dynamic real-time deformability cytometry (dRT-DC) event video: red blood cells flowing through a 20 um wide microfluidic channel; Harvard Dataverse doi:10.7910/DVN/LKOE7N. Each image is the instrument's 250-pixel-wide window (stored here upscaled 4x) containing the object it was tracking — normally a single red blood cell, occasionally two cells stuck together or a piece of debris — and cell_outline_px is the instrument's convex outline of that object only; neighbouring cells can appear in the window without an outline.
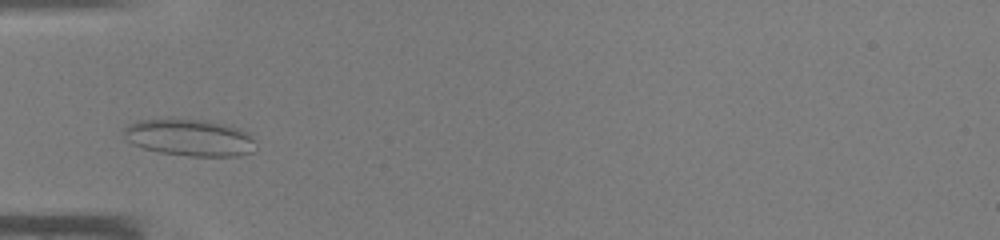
{"species": "common noctule bat (a hibernating species)", "species_latin": "Nyctalus noctula", "temperature_condition": "warm", "stored_images_in_passage": 32, "camera_frame_rate_fps": 3000, "um_per_image_px": 0.085, "animal": {"sex": "male", "body_mass_g": 19.0, "forearm_length_mm": 50.8}, "frame": {"image": 1, "passage_image": 6, "time_ms": 1.667, "image_size_px": [1000, 240], "cell_outline_px": [[256, 144], [252, 152], [240, 156], [188, 156], [160, 152], [144, 148], [132, 144], [124, 136], [124, 128], [128, 124], [136, 120], [168, 116], [172, 116], [208, 120], [240, 128], [248, 132]], "centroid_in_image_um": [16.09, 11.64], "position_along_channel_um": 68.9, "area_um2": 29.3}}
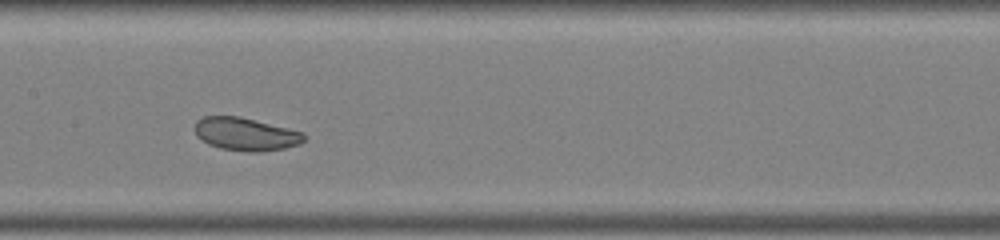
{"frame": {"image": 2, "passage_image": 14, "time_ms": 4.333, "image_size_px": [1000, 240], "cell_outline_px": [[308, 136], [300, 144], [284, 148], [260, 152], [248, 152], [220, 148], [208, 144], [200, 140], [196, 136], [196, 120], [204, 116], [240, 116], [304, 132]], "centroid_in_image_um": [20.9, 11.4], "position_along_channel_um": 186.5, "area_um2": 21.15}}
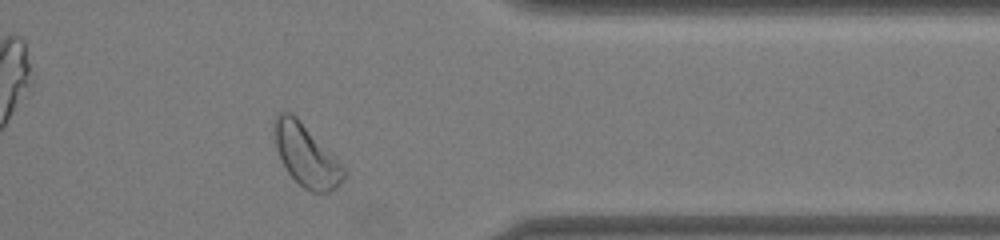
{"frame": {"image": 3, "passage_image": 28, "time_ms": 9.0, "image_size_px": [1000, 240], "cell_outline_px": [[348, 176], [336, 188], [328, 192], [312, 192], [304, 188], [288, 172], [276, 148], [276, 116], [280, 112], [292, 112], [300, 120], [348, 172]], "centroid_in_image_um": [26.07, 13.25], "position_along_channel_um": 385.3, "area_um2": 24.28}}